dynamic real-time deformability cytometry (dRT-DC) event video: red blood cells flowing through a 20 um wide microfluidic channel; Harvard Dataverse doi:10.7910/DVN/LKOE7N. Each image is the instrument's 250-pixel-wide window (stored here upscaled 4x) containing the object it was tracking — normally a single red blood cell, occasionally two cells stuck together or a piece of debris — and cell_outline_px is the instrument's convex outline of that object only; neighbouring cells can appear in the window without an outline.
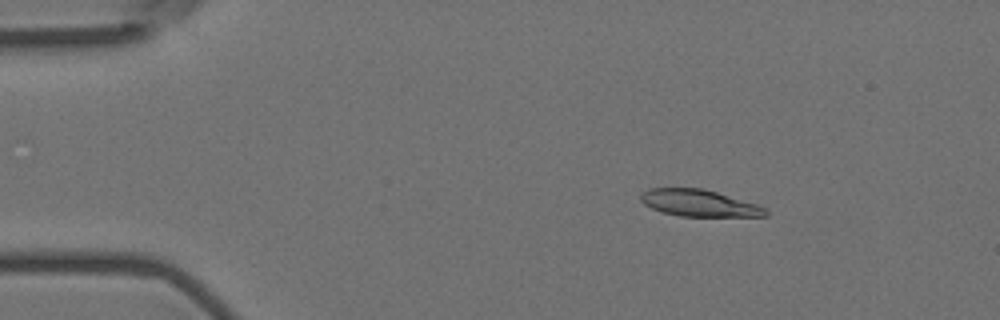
{"species": "Egyptian fruit bat (a non-hibernating species)", "species_latin": "Rousettus aegyptiacus", "temperature_condition": "room temperature", "stored_images_in_passage": 55, "camera_frame_rate_fps": 3000, "um_per_image_px": 0.085, "animal": {"sex": "female"}, "frame": {"image": 1, "passage_image": 9, "time_ms": 2.667, "image_size_px": [1000, 320], "cell_outline_px": [[768, 216], [680, 216], [664, 212], [652, 208], [644, 204], [640, 200], [640, 196], [648, 188], [704, 188], [756, 204], [768, 208]], "centroid_in_image_um": [59.44, 17.26], "position_along_channel_um": 25.6, "area_um2": 19.36}}
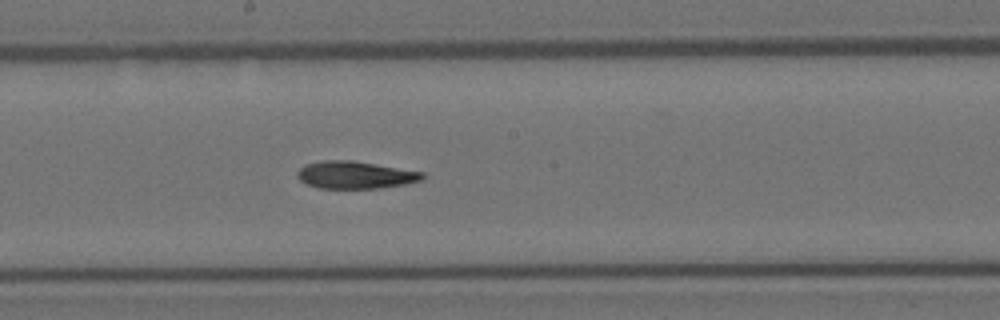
{"frame": {"image": 2, "passage_image": 30, "time_ms": 9.667, "image_size_px": [1000, 320], "cell_outline_px": [[424, 180], [404, 184], [380, 188], [316, 188], [300, 180], [296, 176], [296, 172], [304, 164], [324, 160], [352, 160], [424, 172]], "centroid_in_image_um": [30.18, 14.86], "position_along_channel_um": 218.0, "area_um2": 20.06}}
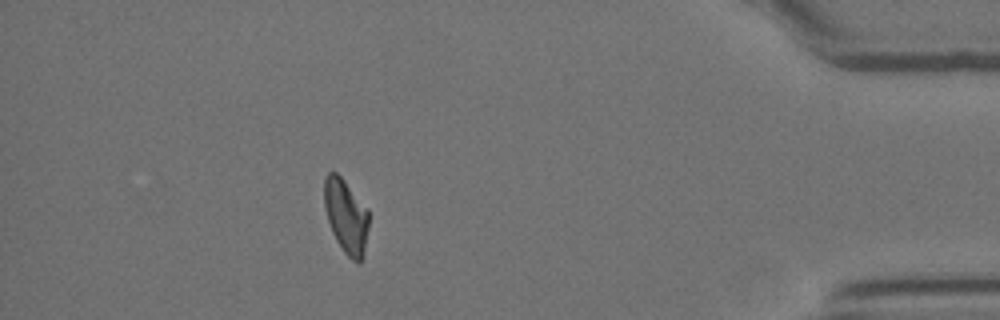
{"frame": {"image": 3, "passage_image": 49, "time_ms": 16.0, "image_size_px": [1000, 320], "cell_outline_px": [[368, 228], [364, 248], [360, 260], [352, 260], [344, 252], [336, 240], [332, 232], [324, 208], [324, 176], [328, 172], [336, 172], [344, 180], [368, 208]], "centroid_in_image_um": [29.39, 18.31], "position_along_channel_um": 405.8, "area_um2": 19.02}, "authors_computed_cell_mechanics": {"area_um2": 20.1144, "velocity_mm_per_s": 3.7207, "shape_relaxation_time_tau1_ms": 8.7622, "shape_relaxation_time_tau2_ms": null, "deformation_change_tau1": 0.2263, "deformation_change_tau2": null}}